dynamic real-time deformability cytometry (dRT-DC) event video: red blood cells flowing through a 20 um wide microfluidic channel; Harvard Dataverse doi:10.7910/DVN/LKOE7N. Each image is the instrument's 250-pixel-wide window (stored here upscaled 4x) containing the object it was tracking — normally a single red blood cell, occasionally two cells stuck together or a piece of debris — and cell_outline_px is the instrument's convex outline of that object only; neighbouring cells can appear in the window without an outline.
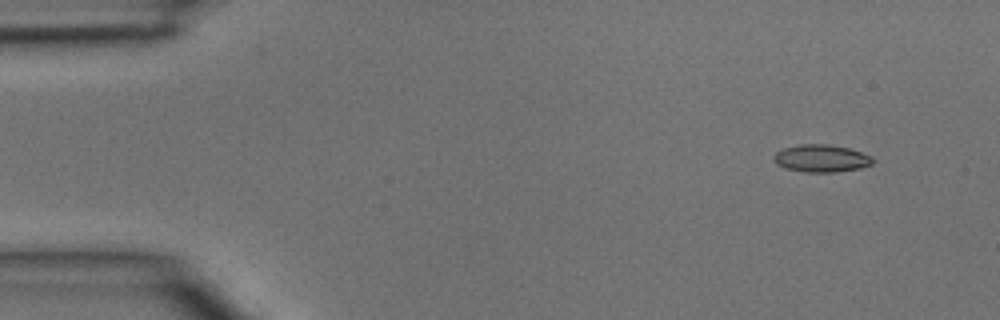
{"species": "common noctule bat (a hibernating species)", "species_latin": "Nyctalus noctula", "temperature_condition": "room temperature", "stored_images_in_passage": 4, "segment_of_instrument_passage": [1, 2], "camera_frame_rate_fps": 3000, "um_per_image_px": 0.085, "animal": {"sex": "male", "body_mass_g": 15.6}, "frame": {"image": 1, "passage_image": 1, "time_ms": 0.0, "image_size_px": [1000, 320], "cell_outline_px": [[876, 160], [872, 164], [860, 168], [836, 172], [804, 172], [784, 168], [776, 164], [772, 160], [772, 156], [776, 152], [784, 148], [800, 144], [828, 144], [848, 148], [872, 156]], "centroid_in_image_um": [69.79, 13.46], "position_along_channel_um": 15.2, "area_um2": 16.01}}
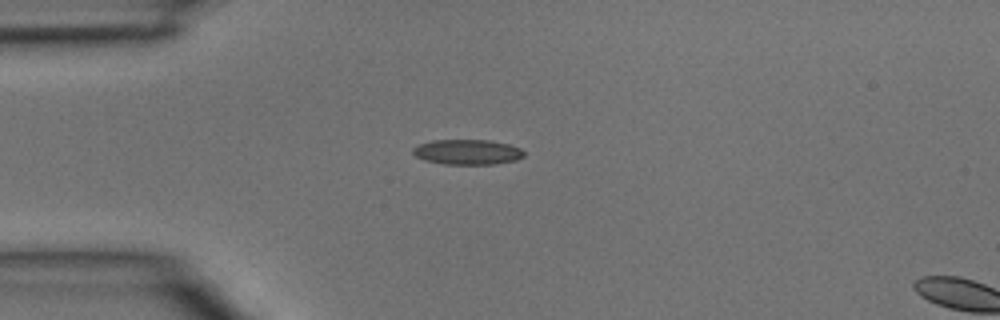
{"frame": {"image": 2, "passage_image": 3, "time_ms": 0.667, "image_size_px": [1000, 320], "cell_outline_px": [[524, 156], [516, 160], [492, 164], [444, 164], [424, 160], [416, 156], [412, 152], [412, 148], [420, 144], [432, 140], [488, 140], [508, 144], [520, 148], [524, 152]], "centroid_in_image_um": [39.71, 12.92], "position_along_channel_um": 45.3, "area_um2": 16.18}}